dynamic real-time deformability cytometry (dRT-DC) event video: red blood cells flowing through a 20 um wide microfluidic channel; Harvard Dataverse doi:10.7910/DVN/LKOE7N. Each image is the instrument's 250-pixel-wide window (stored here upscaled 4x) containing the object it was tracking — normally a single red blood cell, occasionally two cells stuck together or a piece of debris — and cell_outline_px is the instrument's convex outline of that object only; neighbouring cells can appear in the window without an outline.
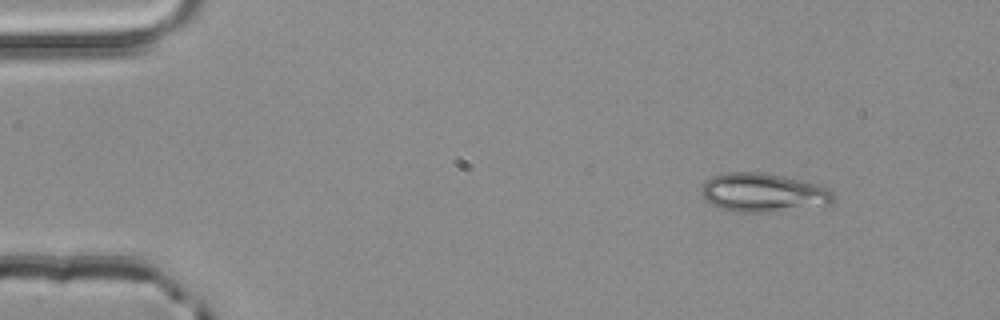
{"species": "common noctule bat (a hibernating species)", "species_latin": "Nyctalus noctula", "temperature_condition": "room temperature", "stored_images_in_passage": 3, "camera_frame_rate_fps": 3000, "um_per_image_px": 0.085, "animal": {"sex": "male", "body_mass_g": 20.4}, "frame": {"image": 1, "passage_image": 1, "time_ms": 0.0, "image_size_px": [1000, 320], "cell_outline_px": [[836, 200], [832, 204], [776, 212], [736, 212], [712, 204], [704, 200], [700, 188], [704, 180], [712, 176], [728, 172], [760, 172], [804, 180], [828, 188], [836, 196]], "centroid_in_image_um": [64.89, 16.37], "position_along_channel_um": 20.1, "area_um2": 30.17}}